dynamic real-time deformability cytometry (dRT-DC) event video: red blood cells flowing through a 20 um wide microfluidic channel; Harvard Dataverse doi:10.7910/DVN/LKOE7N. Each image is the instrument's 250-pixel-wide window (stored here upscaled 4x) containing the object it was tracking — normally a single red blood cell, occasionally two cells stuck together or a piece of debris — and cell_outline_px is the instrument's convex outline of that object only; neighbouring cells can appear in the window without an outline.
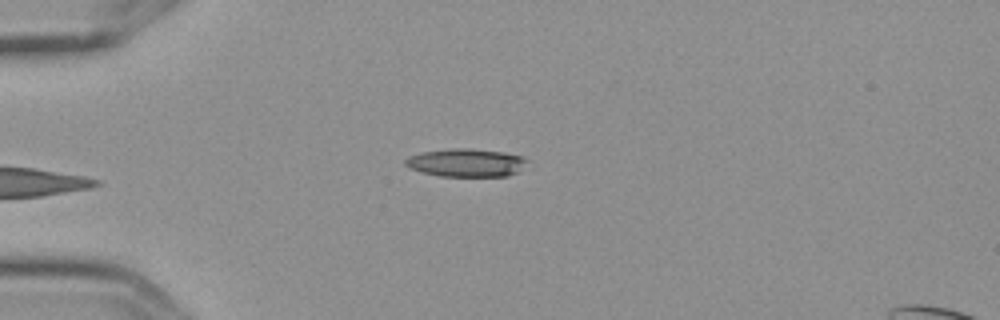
{"species": "Egyptian fruit bat (a non-hibernating species)", "species_latin": "Rousettus aegyptiacus", "temperature_condition": "cold", "stored_images_in_passage": 4, "camera_frame_rate_fps": 3000, "um_per_image_px": 0.085, "frame": {"image": 1, "passage_image": 4, "time_ms": 1.0, "image_size_px": [1000, 320], "cell_outline_px": [[528, 160], [516, 172], [508, 176], [440, 176], [424, 172], [412, 168], [404, 164], [404, 160], [408, 156], [420, 152], [452, 148], [472, 148], [504, 152], [524, 156]], "centroid_in_image_um": [39.61, 13.81], "position_along_channel_um": 45.4, "area_um2": 19.88}}